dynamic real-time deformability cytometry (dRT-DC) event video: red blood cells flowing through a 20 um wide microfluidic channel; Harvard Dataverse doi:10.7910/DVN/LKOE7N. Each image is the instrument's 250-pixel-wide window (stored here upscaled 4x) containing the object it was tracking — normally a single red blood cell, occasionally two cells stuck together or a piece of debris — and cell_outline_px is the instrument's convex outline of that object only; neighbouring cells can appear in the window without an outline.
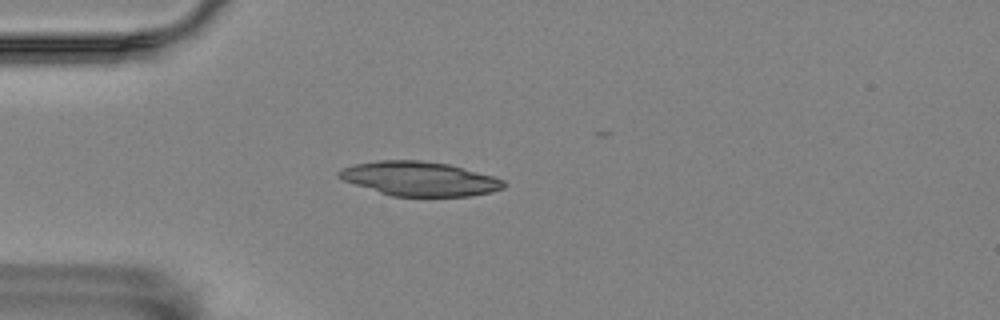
{"species": "Egyptian fruit bat (a non-hibernating species)", "species_latin": "Rousettus aegyptiacus", "temperature_condition": "room temperature", "stored_images_in_passage": 37, "camera_frame_rate_fps": 3000, "um_per_image_px": 0.085, "animal": {"sex": "female"}, "frame": {"image": 1, "passage_image": 1, "time_ms": 0.0, "image_size_px": [1000, 320], "cell_outline_px": [[508, 184], [504, 188], [492, 192], [472, 196], [392, 196], [344, 180], [336, 176], [336, 172], [344, 168], [356, 164], [380, 160], [420, 160], [448, 164], [464, 168], [492, 176], [504, 180]], "centroid_in_image_um": [35.71, 15.19], "position_along_channel_um": 49.3, "area_um2": 32.66}}
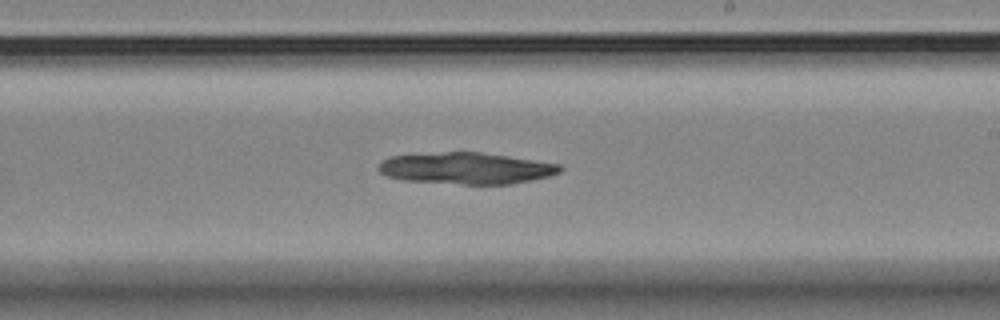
{"frame": {"image": 2, "passage_image": 19, "time_ms": 6.0, "image_size_px": [1000, 320], "cell_outline_px": [[564, 168], [560, 172], [548, 176], [532, 180], [512, 184], [464, 184], [404, 180], [384, 176], [376, 168], [380, 160], [388, 156], [444, 152], [480, 152], [560, 164]], "centroid_in_image_um": [39.57, 14.3], "position_along_channel_um": 249.4, "area_um2": 33.41}}
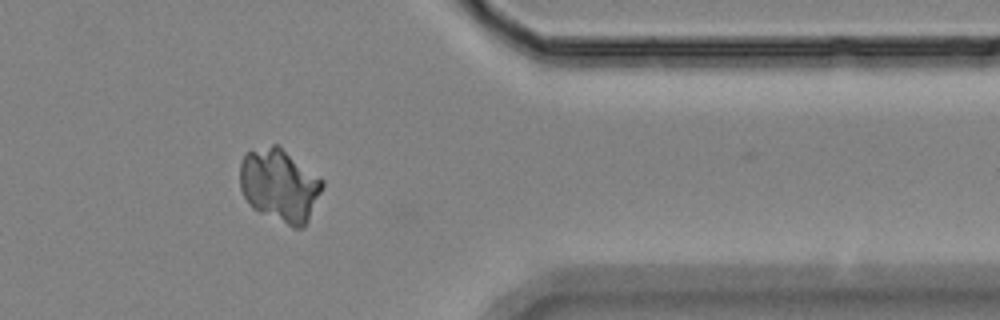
{"frame": {"image": 3, "passage_image": 32, "time_ms": 10.333, "image_size_px": [1000, 320], "cell_outline_px": [[324, 184], [308, 220], [304, 228], [292, 228], [252, 208], [244, 196], [240, 188], [240, 164], [244, 152], [272, 144], [280, 144], [324, 180]], "centroid_in_image_um": [23.76, 15.72], "position_along_channel_um": 387.6, "area_um2": 35.49}}